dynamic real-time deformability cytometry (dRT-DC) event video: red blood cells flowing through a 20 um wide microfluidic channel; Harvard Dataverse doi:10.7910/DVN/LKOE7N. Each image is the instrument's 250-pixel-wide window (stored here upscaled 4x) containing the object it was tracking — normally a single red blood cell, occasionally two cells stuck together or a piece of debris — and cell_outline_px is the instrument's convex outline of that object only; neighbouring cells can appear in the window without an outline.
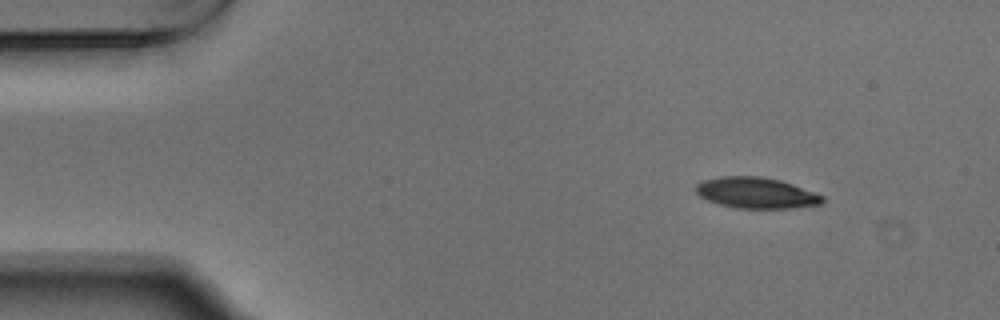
{"species": "Egyptian fruit bat (a non-hibernating species)", "species_latin": "Rousettus aegyptiacus", "temperature_condition": "warm", "stored_images_in_passage": 48, "camera_frame_rate_fps": 3000, "um_per_image_px": 0.085, "animal": {"sex": "male"}, "frame": {"image": 1, "passage_image": 1, "time_ms": 0.0, "image_size_px": [1000, 320], "cell_outline_px": [[824, 200], [820, 204], [792, 208], [736, 208], [720, 204], [708, 200], [700, 196], [696, 192], [696, 184], [704, 180], [720, 176], [760, 176], [780, 180], [816, 192], [824, 196]], "centroid_in_image_um": [64.29, 16.39], "position_along_channel_um": 20.7, "area_um2": 22.77}}
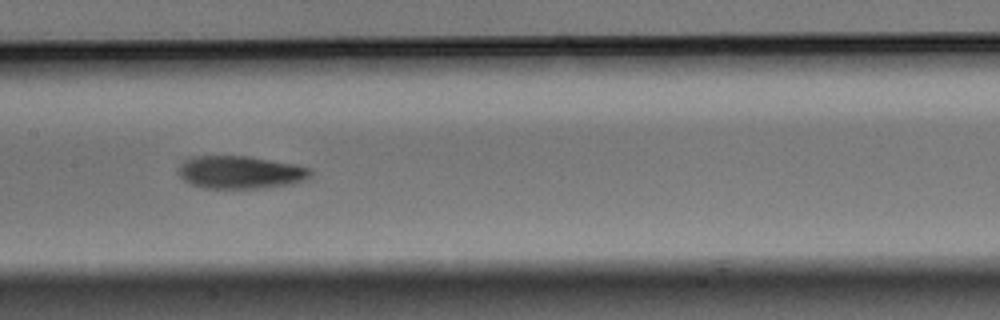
{"frame": {"image": 2, "passage_image": 21, "time_ms": 6.667, "image_size_px": [1000, 320], "cell_outline_px": [[312, 176], [308, 180], [292, 184], [264, 188], [204, 188], [192, 184], [184, 180], [180, 176], [180, 168], [192, 156], [248, 156], [296, 164], [312, 168]], "centroid_in_image_um": [20.55, 14.65], "position_along_channel_um": 186.8, "area_um2": 25.26}}
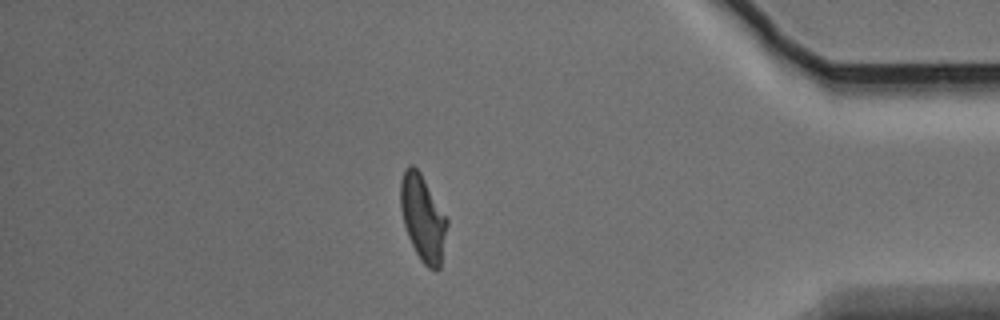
{"frame": {"image": 3, "passage_image": 41, "time_ms": 13.333, "image_size_px": [1000, 320], "cell_outline_px": [[448, 224], [440, 268], [436, 272], [428, 268], [420, 260], [408, 236], [404, 224], [400, 208], [400, 180], [404, 168], [408, 164], [412, 164], [420, 172], [448, 220]], "centroid_in_image_um": [35.93, 18.53], "position_along_channel_um": 399.3, "area_um2": 23.35}, "authors_computed_cell_mechanics": {"area_um2": 24.0448, "velocity_mm_per_s": 3.7377, "shape_relaxation_time_tau1_ms": 3.6294, "shape_relaxation_time_tau2_ms": 4.6687, "deformation_change_tau1": 0.1551, "deformation_change_tau2": 0.1345}}